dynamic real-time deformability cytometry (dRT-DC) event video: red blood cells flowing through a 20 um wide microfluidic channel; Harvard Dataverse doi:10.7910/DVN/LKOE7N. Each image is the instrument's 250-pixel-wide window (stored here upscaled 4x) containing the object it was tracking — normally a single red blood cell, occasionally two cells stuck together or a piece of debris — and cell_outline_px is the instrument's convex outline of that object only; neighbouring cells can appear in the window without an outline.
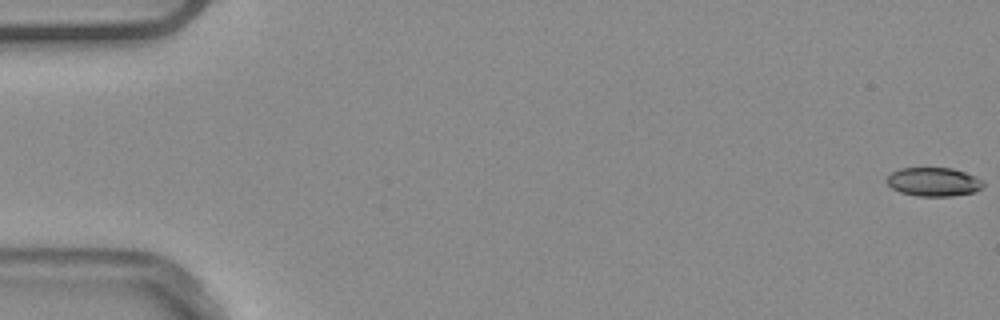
{"species": "common noctule bat (a hibernating species)", "species_latin": "Nyctalus noctula", "temperature_condition": "warm", "stored_images_in_passage": 53, "camera_frame_rate_fps": 3000, "um_per_image_px": 0.085, "animal": {"sex": "male", "body_mass_g": 20.4}, "frame": {"image": 1, "passage_image": 1, "time_ms": 0.0, "image_size_px": [1000, 320], "cell_outline_px": [[984, 184], [980, 188], [972, 192], [952, 196], [916, 196], [900, 192], [892, 188], [888, 184], [888, 176], [892, 172], [900, 168], [952, 168], [976, 176]], "centroid_in_image_um": [79.34, 15.46], "position_along_channel_um": 5.7, "area_um2": 15.95}}
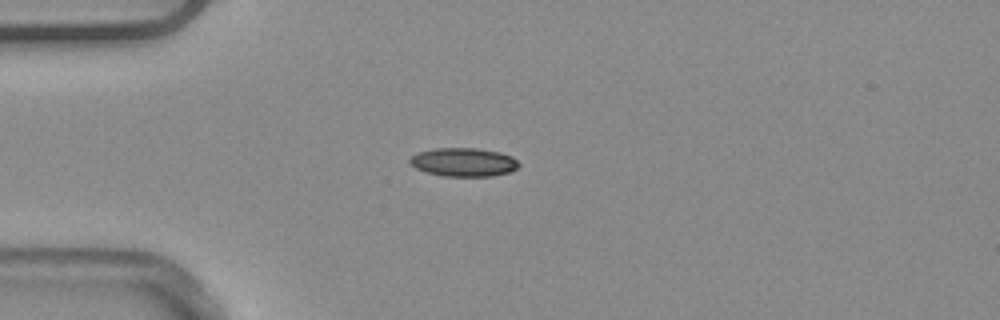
{"frame": {"image": 2, "passage_image": 15, "time_ms": 4.667, "image_size_px": [1000, 320], "cell_outline_px": [[520, 164], [516, 168], [508, 172], [492, 176], [444, 176], [428, 172], [416, 168], [408, 160], [412, 156], [420, 152], [436, 148], [476, 148], [500, 152], [512, 156]], "centroid_in_image_um": [39.43, 13.78], "position_along_channel_um": 45.6, "area_um2": 17.92}}
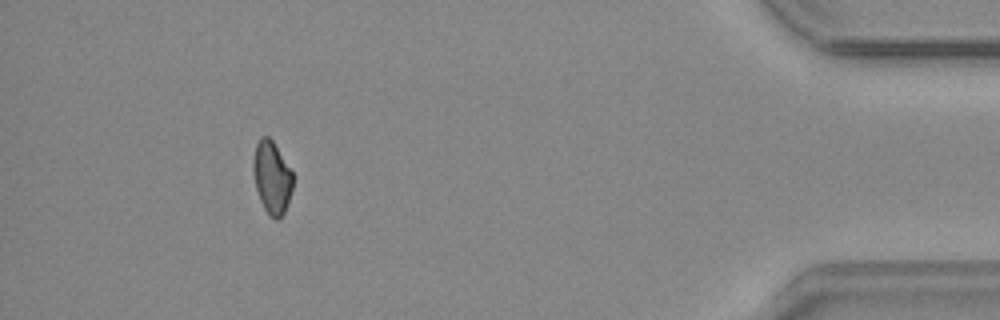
{"frame": {"image": 3, "passage_image": 49, "time_ms": 16.0, "image_size_px": [1000, 320], "cell_outline_px": [[292, 188], [288, 204], [280, 220], [276, 220], [268, 216], [260, 200], [256, 188], [252, 172], [252, 160], [256, 144], [260, 136], [268, 136], [272, 140], [292, 172]], "centroid_in_image_um": [23.08, 15.11], "position_along_channel_um": 412.1, "area_um2": 16.88}, "authors_computed_cell_mechanics": {"area_um2": 17.2244, "velocity_mm_per_s": 3.9149, "shape_relaxation_time_tau1_ms": 3.3868, "shape_relaxation_time_tau2_ms": 10.2535, "deformation_change_tau1": 0.094, "deformation_change_tau2": 0.1651}}